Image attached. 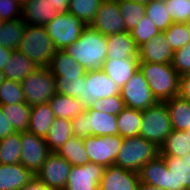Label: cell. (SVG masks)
Segmentation results:
<instances>
[{
    "instance_id": "e575fe53",
    "label": "cell",
    "mask_w": 190,
    "mask_h": 190,
    "mask_svg": "<svg viewBox=\"0 0 190 190\" xmlns=\"http://www.w3.org/2000/svg\"><path fill=\"white\" fill-rule=\"evenodd\" d=\"M20 155V132H14L0 139V164H18L20 163Z\"/></svg>"
},
{
    "instance_id": "d590c367",
    "label": "cell",
    "mask_w": 190,
    "mask_h": 190,
    "mask_svg": "<svg viewBox=\"0 0 190 190\" xmlns=\"http://www.w3.org/2000/svg\"><path fill=\"white\" fill-rule=\"evenodd\" d=\"M103 0H70L67 12L90 26Z\"/></svg>"
},
{
    "instance_id": "7a4b0ae2",
    "label": "cell",
    "mask_w": 190,
    "mask_h": 190,
    "mask_svg": "<svg viewBox=\"0 0 190 190\" xmlns=\"http://www.w3.org/2000/svg\"><path fill=\"white\" fill-rule=\"evenodd\" d=\"M139 69L158 102L179 96L180 75L172 63L139 62Z\"/></svg>"
},
{
    "instance_id": "7c38bea8",
    "label": "cell",
    "mask_w": 190,
    "mask_h": 190,
    "mask_svg": "<svg viewBox=\"0 0 190 190\" xmlns=\"http://www.w3.org/2000/svg\"><path fill=\"white\" fill-rule=\"evenodd\" d=\"M71 168L72 165L65 158L52 152L36 175L48 188L65 190Z\"/></svg>"
},
{
    "instance_id": "ac0fdd59",
    "label": "cell",
    "mask_w": 190,
    "mask_h": 190,
    "mask_svg": "<svg viewBox=\"0 0 190 190\" xmlns=\"http://www.w3.org/2000/svg\"><path fill=\"white\" fill-rule=\"evenodd\" d=\"M101 69L121 89L139 70L138 57L105 60Z\"/></svg>"
},
{
    "instance_id": "94428289",
    "label": "cell",
    "mask_w": 190,
    "mask_h": 190,
    "mask_svg": "<svg viewBox=\"0 0 190 190\" xmlns=\"http://www.w3.org/2000/svg\"><path fill=\"white\" fill-rule=\"evenodd\" d=\"M155 1L166 3L168 0H155Z\"/></svg>"
},
{
    "instance_id": "c3c4849f",
    "label": "cell",
    "mask_w": 190,
    "mask_h": 190,
    "mask_svg": "<svg viewBox=\"0 0 190 190\" xmlns=\"http://www.w3.org/2000/svg\"><path fill=\"white\" fill-rule=\"evenodd\" d=\"M179 96L190 102V73L180 76Z\"/></svg>"
},
{
    "instance_id": "be15d7a7",
    "label": "cell",
    "mask_w": 190,
    "mask_h": 190,
    "mask_svg": "<svg viewBox=\"0 0 190 190\" xmlns=\"http://www.w3.org/2000/svg\"><path fill=\"white\" fill-rule=\"evenodd\" d=\"M2 24H3V21L0 19V28H1Z\"/></svg>"
},
{
    "instance_id": "7dc6e473",
    "label": "cell",
    "mask_w": 190,
    "mask_h": 190,
    "mask_svg": "<svg viewBox=\"0 0 190 190\" xmlns=\"http://www.w3.org/2000/svg\"><path fill=\"white\" fill-rule=\"evenodd\" d=\"M89 114L84 111L75 119H71L73 135L79 138H86L91 135L88 129Z\"/></svg>"
},
{
    "instance_id": "484cf974",
    "label": "cell",
    "mask_w": 190,
    "mask_h": 190,
    "mask_svg": "<svg viewBox=\"0 0 190 190\" xmlns=\"http://www.w3.org/2000/svg\"><path fill=\"white\" fill-rule=\"evenodd\" d=\"M89 114L88 129L91 135H118L117 116L96 110H85Z\"/></svg>"
},
{
    "instance_id": "ba28073f",
    "label": "cell",
    "mask_w": 190,
    "mask_h": 190,
    "mask_svg": "<svg viewBox=\"0 0 190 190\" xmlns=\"http://www.w3.org/2000/svg\"><path fill=\"white\" fill-rule=\"evenodd\" d=\"M123 138L119 135L94 136L83 138L89 162L107 168L113 165L119 153Z\"/></svg>"
},
{
    "instance_id": "8992f818",
    "label": "cell",
    "mask_w": 190,
    "mask_h": 190,
    "mask_svg": "<svg viewBox=\"0 0 190 190\" xmlns=\"http://www.w3.org/2000/svg\"><path fill=\"white\" fill-rule=\"evenodd\" d=\"M20 84L30 106L46 103L56 94V79L48 67H37Z\"/></svg>"
},
{
    "instance_id": "44dd1931",
    "label": "cell",
    "mask_w": 190,
    "mask_h": 190,
    "mask_svg": "<svg viewBox=\"0 0 190 190\" xmlns=\"http://www.w3.org/2000/svg\"><path fill=\"white\" fill-rule=\"evenodd\" d=\"M33 176L21 163L0 164V190H21Z\"/></svg>"
},
{
    "instance_id": "6f0895ef",
    "label": "cell",
    "mask_w": 190,
    "mask_h": 190,
    "mask_svg": "<svg viewBox=\"0 0 190 190\" xmlns=\"http://www.w3.org/2000/svg\"><path fill=\"white\" fill-rule=\"evenodd\" d=\"M184 160L187 163V165L190 166V152L187 154V156L184 158Z\"/></svg>"
},
{
    "instance_id": "11a10c76",
    "label": "cell",
    "mask_w": 190,
    "mask_h": 190,
    "mask_svg": "<svg viewBox=\"0 0 190 190\" xmlns=\"http://www.w3.org/2000/svg\"><path fill=\"white\" fill-rule=\"evenodd\" d=\"M132 2H137V3H141V4H148L149 2L153 1V0H129Z\"/></svg>"
},
{
    "instance_id": "60d3db41",
    "label": "cell",
    "mask_w": 190,
    "mask_h": 190,
    "mask_svg": "<svg viewBox=\"0 0 190 190\" xmlns=\"http://www.w3.org/2000/svg\"><path fill=\"white\" fill-rule=\"evenodd\" d=\"M163 33L174 51L181 49L190 42V32L185 23L173 22Z\"/></svg>"
},
{
    "instance_id": "5bb4252c",
    "label": "cell",
    "mask_w": 190,
    "mask_h": 190,
    "mask_svg": "<svg viewBox=\"0 0 190 190\" xmlns=\"http://www.w3.org/2000/svg\"><path fill=\"white\" fill-rule=\"evenodd\" d=\"M104 167L92 162L72 166L65 190H98Z\"/></svg>"
},
{
    "instance_id": "4dcf8cb0",
    "label": "cell",
    "mask_w": 190,
    "mask_h": 190,
    "mask_svg": "<svg viewBox=\"0 0 190 190\" xmlns=\"http://www.w3.org/2000/svg\"><path fill=\"white\" fill-rule=\"evenodd\" d=\"M142 111L125 107L117 115L118 135L122 138L139 136Z\"/></svg>"
},
{
    "instance_id": "7402d4cb",
    "label": "cell",
    "mask_w": 190,
    "mask_h": 190,
    "mask_svg": "<svg viewBox=\"0 0 190 190\" xmlns=\"http://www.w3.org/2000/svg\"><path fill=\"white\" fill-rule=\"evenodd\" d=\"M37 65L18 50H13L10 58L3 68L5 79L21 82L31 72L37 69Z\"/></svg>"
},
{
    "instance_id": "b9f144b4",
    "label": "cell",
    "mask_w": 190,
    "mask_h": 190,
    "mask_svg": "<svg viewBox=\"0 0 190 190\" xmlns=\"http://www.w3.org/2000/svg\"><path fill=\"white\" fill-rule=\"evenodd\" d=\"M130 32L131 37L134 39L137 47L148 42L160 31L154 25V23L145 15L142 20L133 28Z\"/></svg>"
},
{
    "instance_id": "277c9868",
    "label": "cell",
    "mask_w": 190,
    "mask_h": 190,
    "mask_svg": "<svg viewBox=\"0 0 190 190\" xmlns=\"http://www.w3.org/2000/svg\"><path fill=\"white\" fill-rule=\"evenodd\" d=\"M159 155V147L142 136L123 138L114 165L138 173L143 165Z\"/></svg>"
},
{
    "instance_id": "f546056e",
    "label": "cell",
    "mask_w": 190,
    "mask_h": 190,
    "mask_svg": "<svg viewBox=\"0 0 190 190\" xmlns=\"http://www.w3.org/2000/svg\"><path fill=\"white\" fill-rule=\"evenodd\" d=\"M73 136L71 120L55 118L45 141L51 152H57Z\"/></svg>"
},
{
    "instance_id": "d6986e66",
    "label": "cell",
    "mask_w": 190,
    "mask_h": 190,
    "mask_svg": "<svg viewBox=\"0 0 190 190\" xmlns=\"http://www.w3.org/2000/svg\"><path fill=\"white\" fill-rule=\"evenodd\" d=\"M59 12L47 0H29L22 7L21 19L29 25L44 26Z\"/></svg>"
},
{
    "instance_id": "4fadbf2b",
    "label": "cell",
    "mask_w": 190,
    "mask_h": 190,
    "mask_svg": "<svg viewBox=\"0 0 190 190\" xmlns=\"http://www.w3.org/2000/svg\"><path fill=\"white\" fill-rule=\"evenodd\" d=\"M90 27L105 36L126 31L117 1L103 0Z\"/></svg>"
},
{
    "instance_id": "f35d334b",
    "label": "cell",
    "mask_w": 190,
    "mask_h": 190,
    "mask_svg": "<svg viewBox=\"0 0 190 190\" xmlns=\"http://www.w3.org/2000/svg\"><path fill=\"white\" fill-rule=\"evenodd\" d=\"M49 70L53 76H62V72L86 71V69L63 50H55Z\"/></svg>"
},
{
    "instance_id": "603a6c76",
    "label": "cell",
    "mask_w": 190,
    "mask_h": 190,
    "mask_svg": "<svg viewBox=\"0 0 190 190\" xmlns=\"http://www.w3.org/2000/svg\"><path fill=\"white\" fill-rule=\"evenodd\" d=\"M55 118L48 102L31 106L28 131L45 138Z\"/></svg>"
},
{
    "instance_id": "1f68e13d",
    "label": "cell",
    "mask_w": 190,
    "mask_h": 190,
    "mask_svg": "<svg viewBox=\"0 0 190 190\" xmlns=\"http://www.w3.org/2000/svg\"><path fill=\"white\" fill-rule=\"evenodd\" d=\"M164 171H166V164L164 159L158 155L141 167L138 172L140 183L163 189Z\"/></svg>"
},
{
    "instance_id": "2e32d148",
    "label": "cell",
    "mask_w": 190,
    "mask_h": 190,
    "mask_svg": "<svg viewBox=\"0 0 190 190\" xmlns=\"http://www.w3.org/2000/svg\"><path fill=\"white\" fill-rule=\"evenodd\" d=\"M139 184L138 173L113 164L104 169L98 190H138Z\"/></svg>"
},
{
    "instance_id": "83f0119b",
    "label": "cell",
    "mask_w": 190,
    "mask_h": 190,
    "mask_svg": "<svg viewBox=\"0 0 190 190\" xmlns=\"http://www.w3.org/2000/svg\"><path fill=\"white\" fill-rule=\"evenodd\" d=\"M54 77L56 79V93L77 99L81 97V88L86 78V71L62 72V76Z\"/></svg>"
},
{
    "instance_id": "d6a6232c",
    "label": "cell",
    "mask_w": 190,
    "mask_h": 190,
    "mask_svg": "<svg viewBox=\"0 0 190 190\" xmlns=\"http://www.w3.org/2000/svg\"><path fill=\"white\" fill-rule=\"evenodd\" d=\"M57 153L65 158L72 166H82L89 162L83 138L71 137Z\"/></svg>"
},
{
    "instance_id": "ee69618b",
    "label": "cell",
    "mask_w": 190,
    "mask_h": 190,
    "mask_svg": "<svg viewBox=\"0 0 190 190\" xmlns=\"http://www.w3.org/2000/svg\"><path fill=\"white\" fill-rule=\"evenodd\" d=\"M125 108V104L121 95L98 99L87 110H96L111 115H118Z\"/></svg>"
},
{
    "instance_id": "836d02e7",
    "label": "cell",
    "mask_w": 190,
    "mask_h": 190,
    "mask_svg": "<svg viewBox=\"0 0 190 190\" xmlns=\"http://www.w3.org/2000/svg\"><path fill=\"white\" fill-rule=\"evenodd\" d=\"M26 23L20 18L3 22L0 28V45L17 50L24 34Z\"/></svg>"
},
{
    "instance_id": "d4e9b609",
    "label": "cell",
    "mask_w": 190,
    "mask_h": 190,
    "mask_svg": "<svg viewBox=\"0 0 190 190\" xmlns=\"http://www.w3.org/2000/svg\"><path fill=\"white\" fill-rule=\"evenodd\" d=\"M169 111L172 129L186 131L190 128V102L175 96L164 102Z\"/></svg>"
},
{
    "instance_id": "9c48e42d",
    "label": "cell",
    "mask_w": 190,
    "mask_h": 190,
    "mask_svg": "<svg viewBox=\"0 0 190 190\" xmlns=\"http://www.w3.org/2000/svg\"><path fill=\"white\" fill-rule=\"evenodd\" d=\"M120 90L102 69L86 71L81 97L78 100L87 109L98 99L120 95Z\"/></svg>"
},
{
    "instance_id": "74e56055",
    "label": "cell",
    "mask_w": 190,
    "mask_h": 190,
    "mask_svg": "<svg viewBox=\"0 0 190 190\" xmlns=\"http://www.w3.org/2000/svg\"><path fill=\"white\" fill-rule=\"evenodd\" d=\"M145 15L154 23L160 32L165 31L173 23L168 14L165 3L151 1L145 5Z\"/></svg>"
},
{
    "instance_id": "9f6ffc18",
    "label": "cell",
    "mask_w": 190,
    "mask_h": 190,
    "mask_svg": "<svg viewBox=\"0 0 190 190\" xmlns=\"http://www.w3.org/2000/svg\"><path fill=\"white\" fill-rule=\"evenodd\" d=\"M4 80H5V76L3 74V71L0 70V85L4 82Z\"/></svg>"
},
{
    "instance_id": "4316f807",
    "label": "cell",
    "mask_w": 190,
    "mask_h": 190,
    "mask_svg": "<svg viewBox=\"0 0 190 190\" xmlns=\"http://www.w3.org/2000/svg\"><path fill=\"white\" fill-rule=\"evenodd\" d=\"M190 152V137L185 131L172 130L159 147L160 156H177L185 158Z\"/></svg>"
},
{
    "instance_id": "f907efd6",
    "label": "cell",
    "mask_w": 190,
    "mask_h": 190,
    "mask_svg": "<svg viewBox=\"0 0 190 190\" xmlns=\"http://www.w3.org/2000/svg\"><path fill=\"white\" fill-rule=\"evenodd\" d=\"M21 190H53L48 188L41 179L34 175Z\"/></svg>"
},
{
    "instance_id": "f6af8a7d",
    "label": "cell",
    "mask_w": 190,
    "mask_h": 190,
    "mask_svg": "<svg viewBox=\"0 0 190 190\" xmlns=\"http://www.w3.org/2000/svg\"><path fill=\"white\" fill-rule=\"evenodd\" d=\"M172 66L180 76L190 73V42L174 51Z\"/></svg>"
},
{
    "instance_id": "ab89813d",
    "label": "cell",
    "mask_w": 190,
    "mask_h": 190,
    "mask_svg": "<svg viewBox=\"0 0 190 190\" xmlns=\"http://www.w3.org/2000/svg\"><path fill=\"white\" fill-rule=\"evenodd\" d=\"M25 102V96L20 82L5 79L0 85V105H10Z\"/></svg>"
},
{
    "instance_id": "816d5d0a",
    "label": "cell",
    "mask_w": 190,
    "mask_h": 190,
    "mask_svg": "<svg viewBox=\"0 0 190 190\" xmlns=\"http://www.w3.org/2000/svg\"><path fill=\"white\" fill-rule=\"evenodd\" d=\"M59 13H65L68 10L70 0H47Z\"/></svg>"
},
{
    "instance_id": "681fc988",
    "label": "cell",
    "mask_w": 190,
    "mask_h": 190,
    "mask_svg": "<svg viewBox=\"0 0 190 190\" xmlns=\"http://www.w3.org/2000/svg\"><path fill=\"white\" fill-rule=\"evenodd\" d=\"M15 131L13 130L12 125L3 115L0 105V139L7 137L10 134H13Z\"/></svg>"
},
{
    "instance_id": "f5cc1de1",
    "label": "cell",
    "mask_w": 190,
    "mask_h": 190,
    "mask_svg": "<svg viewBox=\"0 0 190 190\" xmlns=\"http://www.w3.org/2000/svg\"><path fill=\"white\" fill-rule=\"evenodd\" d=\"M12 51V49H8L0 45V70H3L5 64L10 58V54L12 53Z\"/></svg>"
},
{
    "instance_id": "8fae6325",
    "label": "cell",
    "mask_w": 190,
    "mask_h": 190,
    "mask_svg": "<svg viewBox=\"0 0 190 190\" xmlns=\"http://www.w3.org/2000/svg\"><path fill=\"white\" fill-rule=\"evenodd\" d=\"M21 155L20 163L34 175L41 169L47 157L52 153L45 138L32 132H20Z\"/></svg>"
},
{
    "instance_id": "680465c9",
    "label": "cell",
    "mask_w": 190,
    "mask_h": 190,
    "mask_svg": "<svg viewBox=\"0 0 190 190\" xmlns=\"http://www.w3.org/2000/svg\"><path fill=\"white\" fill-rule=\"evenodd\" d=\"M22 7L29 1V0H16Z\"/></svg>"
},
{
    "instance_id": "7bdbcfd3",
    "label": "cell",
    "mask_w": 190,
    "mask_h": 190,
    "mask_svg": "<svg viewBox=\"0 0 190 190\" xmlns=\"http://www.w3.org/2000/svg\"><path fill=\"white\" fill-rule=\"evenodd\" d=\"M165 7L173 22L186 23L190 20V0H168Z\"/></svg>"
},
{
    "instance_id": "9a60e30c",
    "label": "cell",
    "mask_w": 190,
    "mask_h": 190,
    "mask_svg": "<svg viewBox=\"0 0 190 190\" xmlns=\"http://www.w3.org/2000/svg\"><path fill=\"white\" fill-rule=\"evenodd\" d=\"M166 164L164 171V190H190V166L184 158L161 156Z\"/></svg>"
},
{
    "instance_id": "30bf717a",
    "label": "cell",
    "mask_w": 190,
    "mask_h": 190,
    "mask_svg": "<svg viewBox=\"0 0 190 190\" xmlns=\"http://www.w3.org/2000/svg\"><path fill=\"white\" fill-rule=\"evenodd\" d=\"M125 107L143 111L158 103L140 69L120 90Z\"/></svg>"
},
{
    "instance_id": "5b68a950",
    "label": "cell",
    "mask_w": 190,
    "mask_h": 190,
    "mask_svg": "<svg viewBox=\"0 0 190 190\" xmlns=\"http://www.w3.org/2000/svg\"><path fill=\"white\" fill-rule=\"evenodd\" d=\"M172 130L169 111L164 102L142 111L139 136L160 147Z\"/></svg>"
},
{
    "instance_id": "db71d44e",
    "label": "cell",
    "mask_w": 190,
    "mask_h": 190,
    "mask_svg": "<svg viewBox=\"0 0 190 190\" xmlns=\"http://www.w3.org/2000/svg\"><path fill=\"white\" fill-rule=\"evenodd\" d=\"M138 190H164L156 186L148 185L146 183H140Z\"/></svg>"
},
{
    "instance_id": "91938a15",
    "label": "cell",
    "mask_w": 190,
    "mask_h": 190,
    "mask_svg": "<svg viewBox=\"0 0 190 190\" xmlns=\"http://www.w3.org/2000/svg\"><path fill=\"white\" fill-rule=\"evenodd\" d=\"M187 28H188V31L190 32V20L188 22L185 23Z\"/></svg>"
},
{
    "instance_id": "6125c7cd",
    "label": "cell",
    "mask_w": 190,
    "mask_h": 190,
    "mask_svg": "<svg viewBox=\"0 0 190 190\" xmlns=\"http://www.w3.org/2000/svg\"><path fill=\"white\" fill-rule=\"evenodd\" d=\"M185 132L190 137V128L188 130H186Z\"/></svg>"
},
{
    "instance_id": "ffe728a7",
    "label": "cell",
    "mask_w": 190,
    "mask_h": 190,
    "mask_svg": "<svg viewBox=\"0 0 190 190\" xmlns=\"http://www.w3.org/2000/svg\"><path fill=\"white\" fill-rule=\"evenodd\" d=\"M107 38V59H128L138 57V47L130 32L115 33Z\"/></svg>"
},
{
    "instance_id": "6da1fadb",
    "label": "cell",
    "mask_w": 190,
    "mask_h": 190,
    "mask_svg": "<svg viewBox=\"0 0 190 190\" xmlns=\"http://www.w3.org/2000/svg\"><path fill=\"white\" fill-rule=\"evenodd\" d=\"M63 51L71 56L86 71L101 69L107 59V38L105 35L87 26L79 39L66 46Z\"/></svg>"
},
{
    "instance_id": "3957f363",
    "label": "cell",
    "mask_w": 190,
    "mask_h": 190,
    "mask_svg": "<svg viewBox=\"0 0 190 190\" xmlns=\"http://www.w3.org/2000/svg\"><path fill=\"white\" fill-rule=\"evenodd\" d=\"M17 50L38 67H49L56 49L44 26L26 24Z\"/></svg>"
},
{
    "instance_id": "52a82bcc",
    "label": "cell",
    "mask_w": 190,
    "mask_h": 190,
    "mask_svg": "<svg viewBox=\"0 0 190 190\" xmlns=\"http://www.w3.org/2000/svg\"><path fill=\"white\" fill-rule=\"evenodd\" d=\"M56 50H63L75 43L87 27L80 19L69 12L59 13L44 25Z\"/></svg>"
},
{
    "instance_id": "bcb514c9",
    "label": "cell",
    "mask_w": 190,
    "mask_h": 190,
    "mask_svg": "<svg viewBox=\"0 0 190 190\" xmlns=\"http://www.w3.org/2000/svg\"><path fill=\"white\" fill-rule=\"evenodd\" d=\"M22 6L16 0H0V19L3 22L20 19Z\"/></svg>"
},
{
    "instance_id": "e0dca14e",
    "label": "cell",
    "mask_w": 190,
    "mask_h": 190,
    "mask_svg": "<svg viewBox=\"0 0 190 190\" xmlns=\"http://www.w3.org/2000/svg\"><path fill=\"white\" fill-rule=\"evenodd\" d=\"M174 50L163 32L158 33L138 48L139 62L172 63Z\"/></svg>"
},
{
    "instance_id": "f1b7e54d",
    "label": "cell",
    "mask_w": 190,
    "mask_h": 190,
    "mask_svg": "<svg viewBox=\"0 0 190 190\" xmlns=\"http://www.w3.org/2000/svg\"><path fill=\"white\" fill-rule=\"evenodd\" d=\"M1 110L15 132L28 131L31 106L26 102L1 105Z\"/></svg>"
},
{
    "instance_id": "8d00e7d4",
    "label": "cell",
    "mask_w": 190,
    "mask_h": 190,
    "mask_svg": "<svg viewBox=\"0 0 190 190\" xmlns=\"http://www.w3.org/2000/svg\"><path fill=\"white\" fill-rule=\"evenodd\" d=\"M121 15L124 19L126 31H131L145 16V4L132 2L129 0L117 1Z\"/></svg>"
},
{
    "instance_id": "cb8c5ba5",
    "label": "cell",
    "mask_w": 190,
    "mask_h": 190,
    "mask_svg": "<svg viewBox=\"0 0 190 190\" xmlns=\"http://www.w3.org/2000/svg\"><path fill=\"white\" fill-rule=\"evenodd\" d=\"M48 103L56 118L75 119L86 110L84 105L77 98L58 93H56Z\"/></svg>"
}]
</instances>
